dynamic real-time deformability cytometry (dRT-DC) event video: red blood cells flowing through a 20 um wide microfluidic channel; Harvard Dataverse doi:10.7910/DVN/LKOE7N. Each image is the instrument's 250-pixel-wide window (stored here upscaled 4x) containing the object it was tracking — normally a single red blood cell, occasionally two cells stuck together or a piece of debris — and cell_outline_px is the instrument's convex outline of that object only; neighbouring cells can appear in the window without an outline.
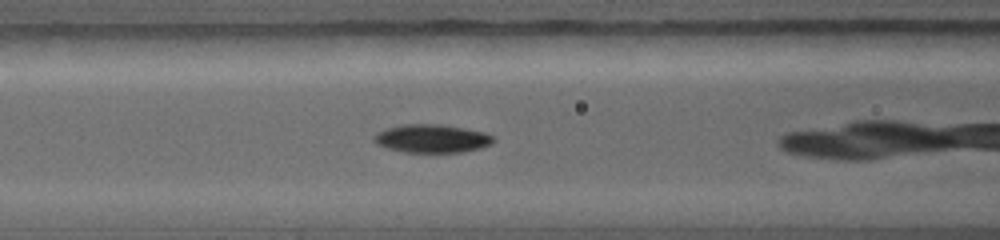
{"species": "common noctule bat (a hibernating species)", "species_latin": "Nyctalus noctula", "temperature_condition": "warm", "stored_images_in_passage": 18, "camera_frame_rate_fps": 5000, "um_per_image_px": 0.085, "animal": {"sex": "female", "body_mass_g": 19.0, "forearm_length_mm": 56.7}, "frame": {"image": 1, "passage_image": 6, "time_ms": 2.2, "image_size_px": [1000, 240], "cell_outline_px": [[496, 140], [492, 144], [480, 148], [464, 152], [404, 152], [388, 148], [376, 144], [372, 140], [372, 136], [376, 132], [384, 128], [400, 124], [440, 124], [464, 128], [484, 132], [492, 136]], "centroid_in_image_um": [36.67, 11.77], "position_along_channel_um": 129.9, "area_um2": 19.94}}
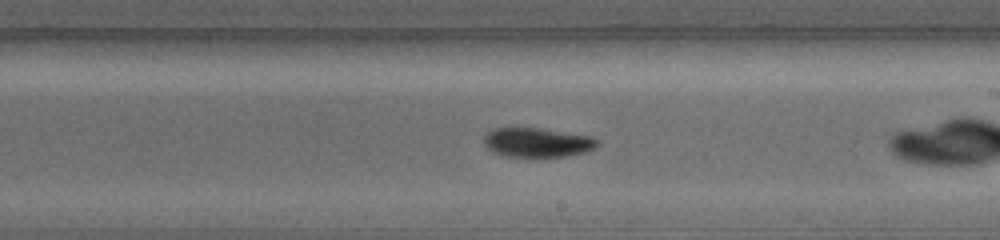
{"frame": {"image": 2, "passage_image": 11, "time_ms": 4.6, "image_size_px": [1000, 240], "cell_outline_px": [[600, 144], [596, 148], [584, 152], [568, 156], [540, 160], [504, 156], [492, 152], [484, 144], [484, 136], [492, 128], [540, 128], [592, 136], [600, 140]], "centroid_in_image_um": [45.7, 12.16], "position_along_channel_um": 243.3, "area_um2": 20.4}}